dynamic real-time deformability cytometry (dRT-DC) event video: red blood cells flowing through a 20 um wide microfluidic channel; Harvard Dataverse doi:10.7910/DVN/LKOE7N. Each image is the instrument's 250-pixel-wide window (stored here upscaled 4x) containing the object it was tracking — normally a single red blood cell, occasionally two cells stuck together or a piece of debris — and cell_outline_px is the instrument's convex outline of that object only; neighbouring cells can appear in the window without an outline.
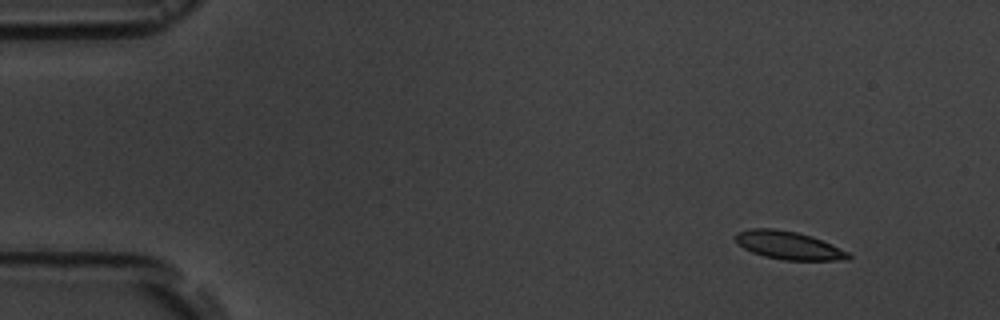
{"species": "common noctule bat (a hibernating species)", "species_latin": "Nyctalus noctula", "temperature_condition": "room temperature", "stored_images_in_passage": 3, "camera_frame_rate_fps": 3000, "um_per_image_px": 0.085, "animal": {"sex": "male", "body_mass_g": 19.5, "forearm_length_mm": 54.6}, "frame": {"image": 1, "passage_image": 1, "time_ms": 0.0, "image_size_px": [1000, 320], "cell_outline_px": [[852, 256], [848, 260], [784, 260], [764, 256], [752, 252], [736, 244], [736, 232], [752, 228], [772, 228], [796, 232], [812, 236], [848, 252]], "centroid_in_image_um": [67.01, 20.85], "position_along_channel_um": 18.0, "area_um2": 18.38}}
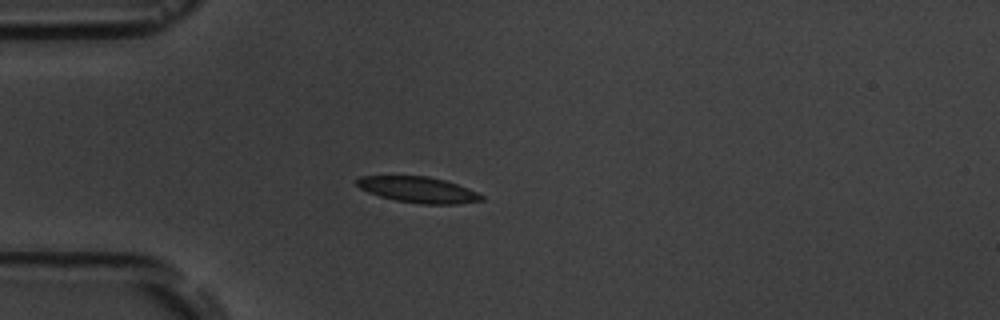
{"frame": {"image": 2, "passage_image": 3, "time_ms": 3.333, "image_size_px": [1000, 320], "cell_outline_px": [[484, 200], [460, 204], [420, 204], [396, 200], [380, 196], [368, 192], [360, 188], [356, 184], [356, 180], [360, 176], [428, 176], [444, 180], [468, 188], [484, 196]], "centroid_in_image_um": [35.56, 16.13], "position_along_channel_um": 49.4, "area_um2": 18.79}}